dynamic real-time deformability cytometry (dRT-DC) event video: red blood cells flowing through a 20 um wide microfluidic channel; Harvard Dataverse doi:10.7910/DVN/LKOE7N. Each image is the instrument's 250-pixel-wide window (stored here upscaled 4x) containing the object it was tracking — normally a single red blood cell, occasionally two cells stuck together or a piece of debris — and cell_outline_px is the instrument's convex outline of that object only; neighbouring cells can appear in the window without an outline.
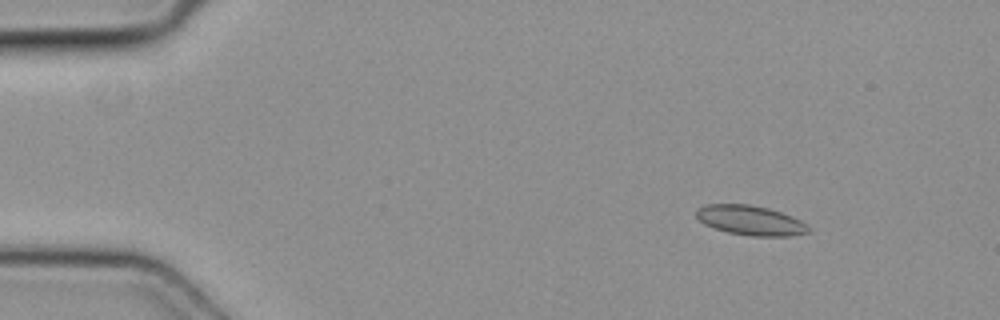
{"species": "common noctule bat (a hibernating species)", "species_latin": "Nyctalus noctula", "temperature_condition": "cold", "stored_images_in_passage": 4, "camera_frame_rate_fps": 3000, "um_per_image_px": 0.085, "animal": {"sex": "female", "body_mass_g": 19.3, "forearm_length_mm": 54.1}, "frame": {"image": 1, "passage_image": 1, "time_ms": 0.0, "image_size_px": [1000, 320], "cell_outline_px": [[808, 232], [792, 236], [752, 236], [728, 232], [704, 224], [696, 216], [696, 208], [704, 204], [748, 204], [768, 208], [792, 216], [808, 224]], "centroid_in_image_um": [63.77, 18.72], "position_along_channel_um": 21.2, "area_um2": 19.36}}